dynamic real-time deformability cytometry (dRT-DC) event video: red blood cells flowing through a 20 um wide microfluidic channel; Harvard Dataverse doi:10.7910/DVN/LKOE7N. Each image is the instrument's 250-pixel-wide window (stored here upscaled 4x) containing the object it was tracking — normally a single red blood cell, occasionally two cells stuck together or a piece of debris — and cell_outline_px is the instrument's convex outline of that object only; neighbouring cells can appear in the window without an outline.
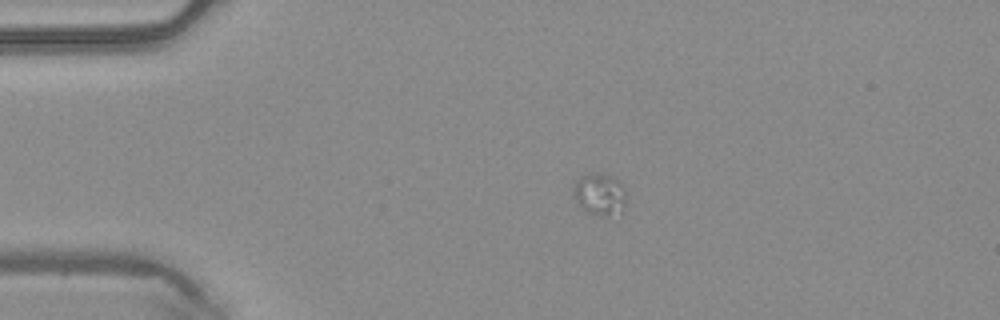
{"species": "common noctule bat (a hibernating species)", "species_latin": "Nyctalus noctula", "temperature_condition": "warm", "stored_images_in_passage": 3, "camera_frame_rate_fps": 3000, "um_per_image_px": 0.085, "animal": {"sex": "male", "body_mass_g": 20.4}, "frame": {"image": 1, "passage_image": 2, "time_ms": 0.333, "image_size_px": [1000, 320], "cell_outline_px": [[624, 204], [620, 212], [608, 216], [604, 216], [588, 212], [572, 196], [576, 184], [584, 176], [596, 172], [608, 176], [616, 180], [620, 184], [624, 192]], "centroid_in_image_um": [50.97, 16.53], "position_along_channel_um": 34.0, "area_um2": 12.08}}